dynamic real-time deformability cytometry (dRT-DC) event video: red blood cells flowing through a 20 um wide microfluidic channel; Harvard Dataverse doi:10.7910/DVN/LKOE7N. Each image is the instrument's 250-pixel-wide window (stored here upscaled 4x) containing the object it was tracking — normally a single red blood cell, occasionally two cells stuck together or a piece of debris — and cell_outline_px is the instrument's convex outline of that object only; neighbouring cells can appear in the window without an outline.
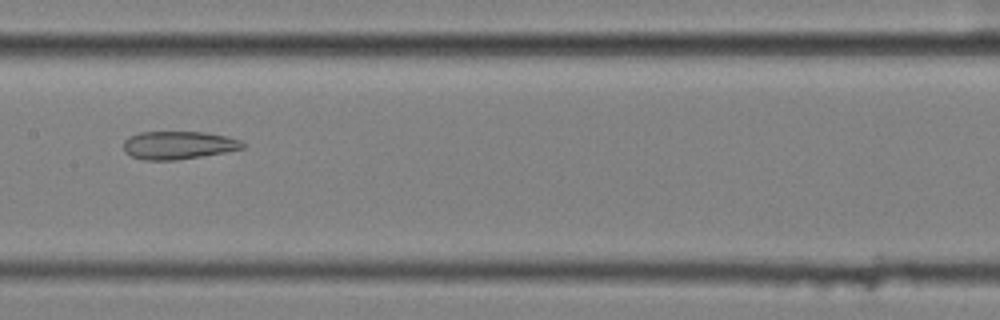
{"species": "common noctule bat (a hibernating species)", "species_latin": "Nyctalus noctula", "temperature_condition": "cold", "stored_images_in_passage": 5, "camera_frame_rate_fps": 3000, "um_per_image_px": 0.085, "animal": {"sex": "female", "body_mass_g": 25.1}, "frame": {"image": 1, "passage_image": 4, "time_ms": 1.0, "image_size_px": [1000, 320], "cell_outline_px": [[244, 148], [224, 152], [176, 160], [144, 160], [132, 156], [124, 152], [124, 140], [140, 132], [204, 132], [228, 136], [240, 140], [244, 144]], "centroid_in_image_um": [15.16, 12.34], "position_along_channel_um": 192.2, "area_um2": 19.31}}
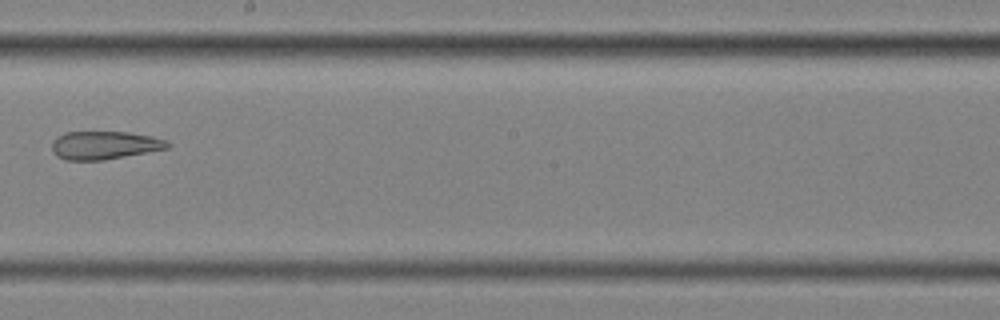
{"frame": {"image": 2, "passage_image": 5, "time_ms": 1.333, "image_size_px": [1000, 320], "cell_outline_px": [[172, 144], [168, 148], [148, 152], [104, 160], [64, 160], [56, 156], [52, 152], [52, 140], [56, 136], [64, 132], [128, 132], [152, 136], [168, 140]], "centroid_in_image_um": [8.87, 12.34], "position_along_channel_um": 239.3, "area_um2": 19.25}}